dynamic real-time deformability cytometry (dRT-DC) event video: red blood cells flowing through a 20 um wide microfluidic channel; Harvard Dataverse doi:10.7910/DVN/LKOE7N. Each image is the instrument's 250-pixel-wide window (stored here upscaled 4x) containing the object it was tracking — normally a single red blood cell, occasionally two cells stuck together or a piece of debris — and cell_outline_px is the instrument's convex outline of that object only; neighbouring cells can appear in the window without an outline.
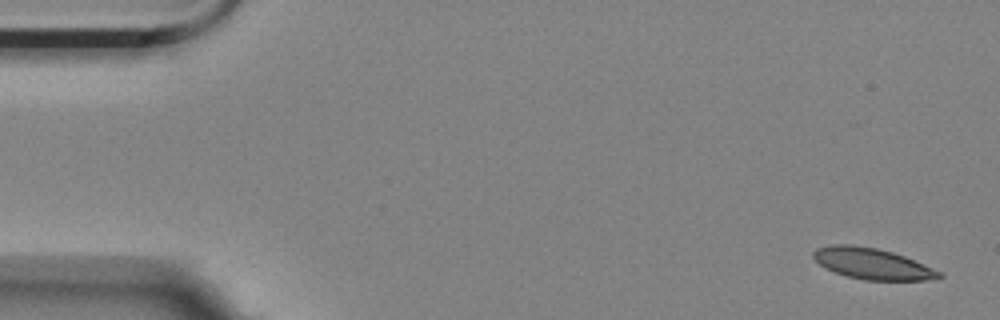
{"species": "Egyptian fruit bat (a non-hibernating species)", "species_latin": "Rousettus aegyptiacus", "temperature_condition": "room temperature", "stored_images_in_passage": 6, "segment_of_instrument_passage": [2, 2], "camera_frame_rate_fps": 3000, "um_per_image_px": 0.085, "animal": {"sex": "female"}, "frame": {"image": 1, "passage_image": 6, "time_ms": 1.667, "image_size_px": [1000, 320], "cell_outline_px": [[944, 276], [940, 280], [864, 280], [848, 276], [836, 272], [820, 264], [812, 256], [812, 252], [816, 248], [832, 244], [852, 244], [876, 248], [892, 252], [904, 256], [932, 268], [940, 272]], "centroid_in_image_um": [74.16, 22.41], "position_along_channel_um": 10.8, "area_um2": 22.66}}